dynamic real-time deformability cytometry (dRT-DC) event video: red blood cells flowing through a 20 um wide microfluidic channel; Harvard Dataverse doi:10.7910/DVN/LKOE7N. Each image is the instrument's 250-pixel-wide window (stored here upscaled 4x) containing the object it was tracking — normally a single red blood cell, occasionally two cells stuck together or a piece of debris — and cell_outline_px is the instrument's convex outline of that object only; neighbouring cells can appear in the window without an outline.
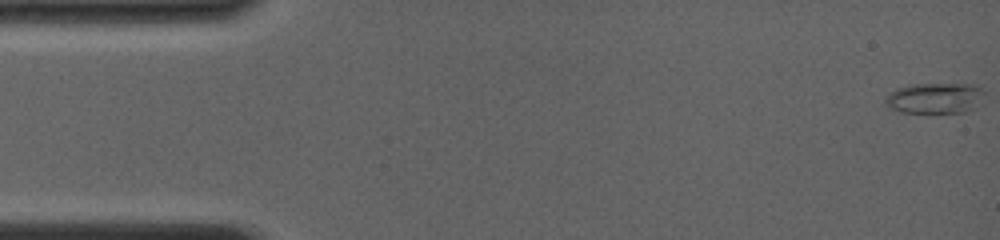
{"species": "common noctule bat (a hibernating species)", "species_latin": "Nyctalus noctula", "temperature_condition": "room temperature", "stored_images_in_passage": 49, "camera_frame_rate_fps": 4000, "um_per_image_px": 0.085, "animal": {"sex": "female", "body_mass_g": 19.0, "forearm_length_mm": 56.7}, "frame": {"image": 1, "passage_image": 1, "time_ms": 0.0, "image_size_px": [1000, 240], "cell_outline_px": [[976, 88], [968, 108], [964, 112], [928, 116], [900, 112], [888, 108], [888, 92], [896, 88], [916, 84], [964, 84]], "centroid_in_image_um": [79.15, 8.41], "position_along_channel_um": 5.8, "area_um2": 16.88}}
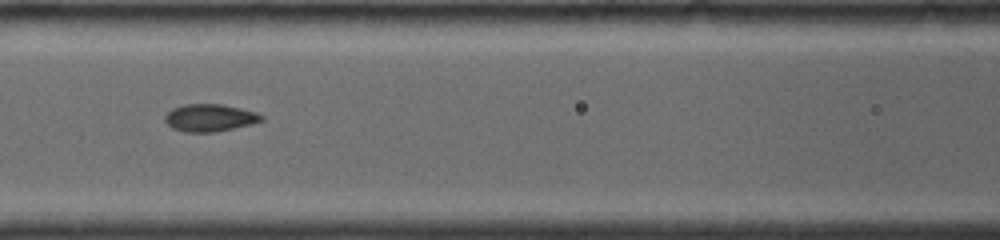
{"frame": {"image": 2, "passage_image": 22, "time_ms": 6.75, "image_size_px": [1000, 240], "cell_outline_px": [[264, 120], [252, 124], [212, 132], [184, 132], [172, 128], [164, 120], [164, 116], [172, 108], [184, 104], [220, 104], [240, 108], [256, 112], [264, 116]], "centroid_in_image_um": [17.82, 10.01], "position_along_channel_um": 148.8, "area_um2": 15.37}}
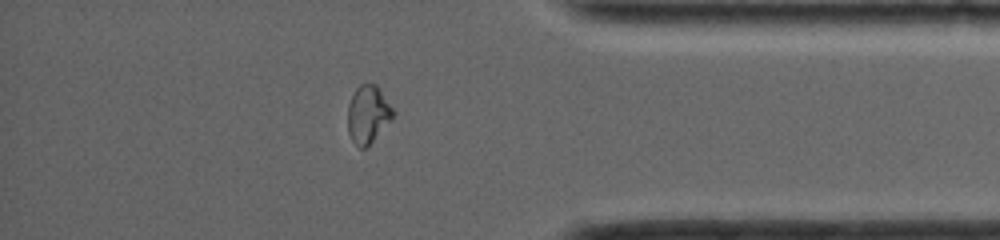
{"frame": {"image": 3, "passage_image": 42, "time_ms": 13.25, "image_size_px": [1000, 240], "cell_outline_px": [[396, 112], [392, 120], [364, 148], [360, 148], [352, 140], [348, 132], [348, 104], [356, 88], [360, 84], [376, 84], [380, 88]], "centroid_in_image_um": [31.3, 9.68], "position_along_channel_um": 403.9, "area_um2": 15.2}}